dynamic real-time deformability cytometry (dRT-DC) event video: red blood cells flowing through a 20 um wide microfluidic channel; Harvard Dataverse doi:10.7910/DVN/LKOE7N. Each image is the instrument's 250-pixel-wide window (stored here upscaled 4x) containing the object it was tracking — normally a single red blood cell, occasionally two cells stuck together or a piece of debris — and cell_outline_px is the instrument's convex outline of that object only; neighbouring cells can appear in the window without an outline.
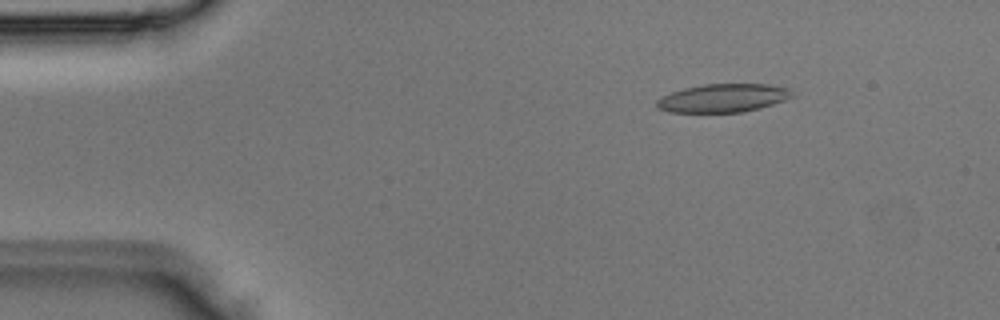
{"species": "Egyptian fruit bat (a non-hibernating species)", "species_latin": "Rousettus aegyptiacus", "temperature_condition": "room temperature", "stored_images_in_passage": 2, "camera_frame_rate_fps": 3000, "um_per_image_px": 0.085, "animal": {"sex": "male"}, "frame": {"image": 1, "passage_image": 1, "time_ms": 0.0, "image_size_px": [1000, 320], "cell_outline_px": [[796, 96], [760, 108], [740, 112], [668, 112], [656, 108], [656, 100], [672, 92], [684, 88], [704, 84], [768, 84], [792, 88]], "centroid_in_image_um": [61.51, 8.33], "position_along_channel_um": 23.5, "area_um2": 22.48}}